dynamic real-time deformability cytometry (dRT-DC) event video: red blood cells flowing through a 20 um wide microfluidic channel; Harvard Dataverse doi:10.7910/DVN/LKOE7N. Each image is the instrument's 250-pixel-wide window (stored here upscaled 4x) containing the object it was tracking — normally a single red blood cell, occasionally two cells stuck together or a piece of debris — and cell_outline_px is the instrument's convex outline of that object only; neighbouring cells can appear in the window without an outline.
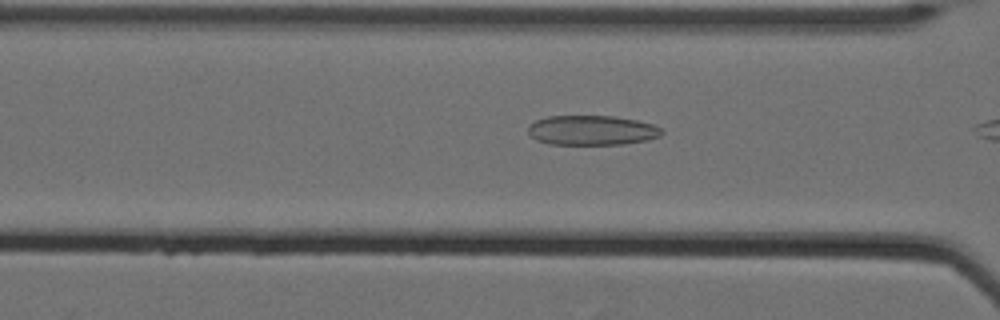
{"species": "Egyptian fruit bat (a non-hibernating species)", "species_latin": "Rousettus aegyptiacus", "temperature_condition": "cold", "stored_images_in_passage": 8, "camera_frame_rate_fps": 3000, "um_per_image_px": 0.085, "animal": {"sex": "female"}, "frame": {"image": 1, "passage_image": 6, "time_ms": 1.667, "image_size_px": [1000, 320], "cell_outline_px": [[664, 132], [660, 136], [644, 140], [624, 144], [548, 144], [536, 140], [528, 132], [528, 128], [536, 120], [548, 116], [612, 116], [636, 120], [652, 124], [660, 128]], "centroid_in_image_um": [50.3, 11.07], "position_along_channel_um": 116.3, "area_um2": 22.95}}